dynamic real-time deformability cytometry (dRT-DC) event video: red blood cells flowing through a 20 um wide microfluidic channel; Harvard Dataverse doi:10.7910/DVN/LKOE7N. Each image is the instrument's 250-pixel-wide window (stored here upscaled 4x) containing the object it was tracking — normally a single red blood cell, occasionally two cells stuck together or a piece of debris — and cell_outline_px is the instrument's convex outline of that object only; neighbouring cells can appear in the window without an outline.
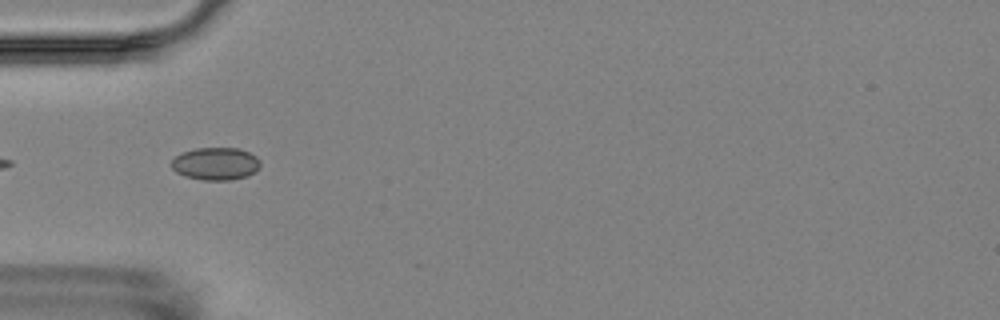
{"species": "Egyptian fruit bat (a non-hibernating species)", "species_latin": "Rousettus aegyptiacus", "temperature_condition": "room temperature", "stored_images_in_passage": 12, "camera_frame_rate_fps": 3000, "um_per_image_px": 0.085, "animal": {"sex": "female"}, "frame": {"image": 1, "passage_image": 4, "time_ms": 3.667, "image_size_px": [1000, 320], "cell_outline_px": [[260, 168], [256, 172], [248, 176], [228, 180], [204, 180], [184, 176], [176, 172], [172, 168], [172, 160], [176, 156], [184, 152], [196, 148], [240, 148], [256, 156], [260, 160]], "centroid_in_image_um": [18.37, 13.92], "position_along_channel_um": 66.6, "area_um2": 16.94}}
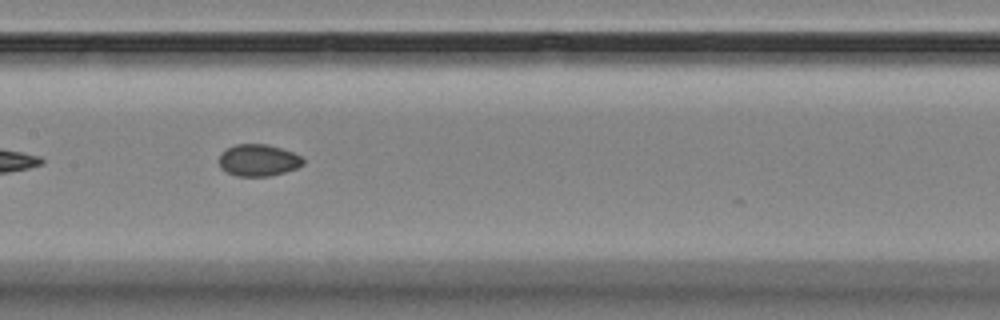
{"frame": {"image": 2, "passage_image": 7, "time_ms": 7.0, "image_size_px": [1000, 320], "cell_outline_px": [[304, 164], [296, 168], [284, 172], [268, 176], [236, 176], [220, 168], [220, 152], [236, 144], [268, 144], [292, 152], [300, 156], [304, 160]], "centroid_in_image_um": [21.95, 13.62], "position_along_channel_um": 185.4, "area_um2": 15.49}}
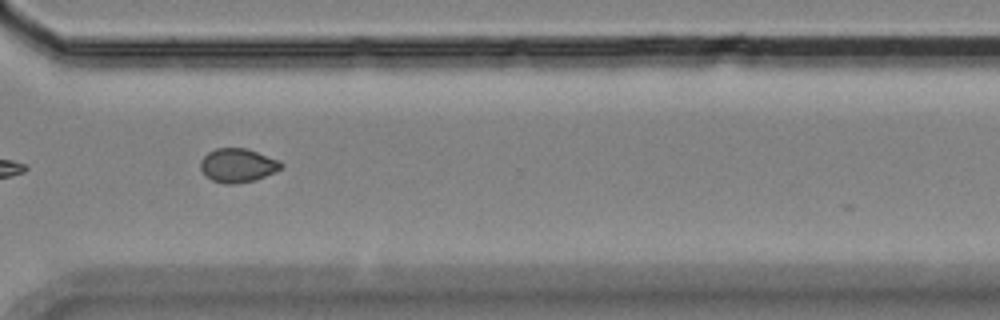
{"frame": {"image": 3, "passage_image": 11, "time_ms": 11.667, "image_size_px": [1000, 320], "cell_outline_px": [[284, 164], [280, 168], [256, 180], [236, 184], [224, 184], [212, 180], [204, 176], [200, 168], [200, 160], [208, 152], [216, 148], [244, 148], [280, 160]], "centroid_in_image_um": [20.16, 14.06], "position_along_channel_um": 350.4, "area_um2": 15.9}}